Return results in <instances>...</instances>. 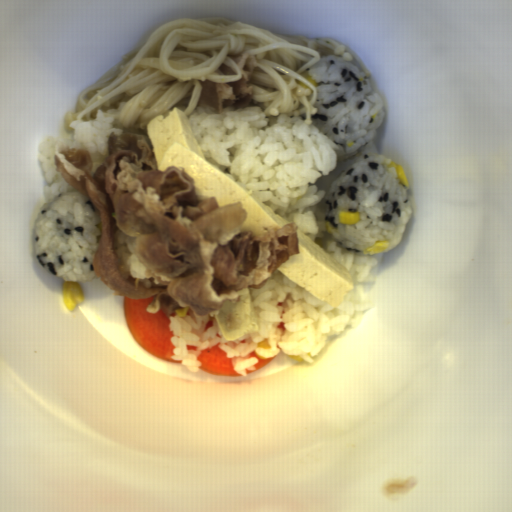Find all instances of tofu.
I'll return each mask as SVG.
<instances>
[{
    "label": "tofu",
    "mask_w": 512,
    "mask_h": 512,
    "mask_svg": "<svg viewBox=\"0 0 512 512\" xmlns=\"http://www.w3.org/2000/svg\"><path fill=\"white\" fill-rule=\"evenodd\" d=\"M237 293L240 302L228 300L221 308L212 311L223 338L230 342L259 331L250 287H243Z\"/></svg>",
    "instance_id": "3"
},
{
    "label": "tofu",
    "mask_w": 512,
    "mask_h": 512,
    "mask_svg": "<svg viewBox=\"0 0 512 512\" xmlns=\"http://www.w3.org/2000/svg\"><path fill=\"white\" fill-rule=\"evenodd\" d=\"M297 236L299 254H293L276 269L287 279L336 309L346 295L355 289L349 270L299 228Z\"/></svg>",
    "instance_id": "2"
},
{
    "label": "tofu",
    "mask_w": 512,
    "mask_h": 512,
    "mask_svg": "<svg viewBox=\"0 0 512 512\" xmlns=\"http://www.w3.org/2000/svg\"><path fill=\"white\" fill-rule=\"evenodd\" d=\"M147 136L155 153L157 171L176 166L193 177L194 192L201 202L215 197L219 206L241 202L247 218L240 231L252 232V236H264L269 226L274 229L289 224L280 213L255 197L227 173L207 161L188 116L173 107L167 116L157 115L146 126Z\"/></svg>",
    "instance_id": "1"
}]
</instances>
